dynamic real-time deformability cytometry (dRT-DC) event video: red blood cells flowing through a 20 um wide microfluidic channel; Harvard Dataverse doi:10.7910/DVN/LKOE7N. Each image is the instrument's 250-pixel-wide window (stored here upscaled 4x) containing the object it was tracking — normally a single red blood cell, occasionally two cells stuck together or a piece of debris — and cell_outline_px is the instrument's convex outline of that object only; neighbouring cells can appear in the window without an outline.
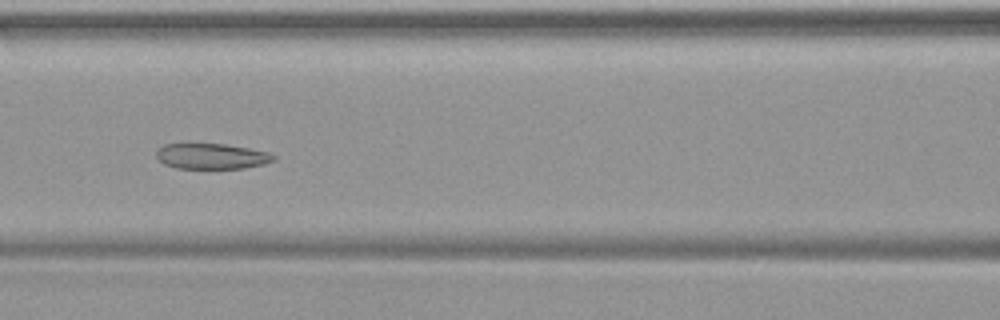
{"species": "common noctule bat (a hibernating species)", "species_latin": "Nyctalus noctula", "temperature_condition": "warm", "stored_images_in_passage": 35, "camera_frame_rate_fps": 3000, "um_per_image_px": 0.085, "animal": {"sex": "female", "body_mass_g": 19.9}, "frame": {"image": 1, "passage_image": 15, "time_ms": 4.667, "image_size_px": [1000, 320], "cell_outline_px": [[276, 160], [264, 164], [244, 168], [176, 168], [164, 164], [156, 156], [156, 152], [164, 144], [188, 140], [224, 144], [248, 148], [268, 152], [276, 156]], "centroid_in_image_um": [17.93, 13.23], "position_along_channel_um": 148.7, "area_um2": 18.21}}
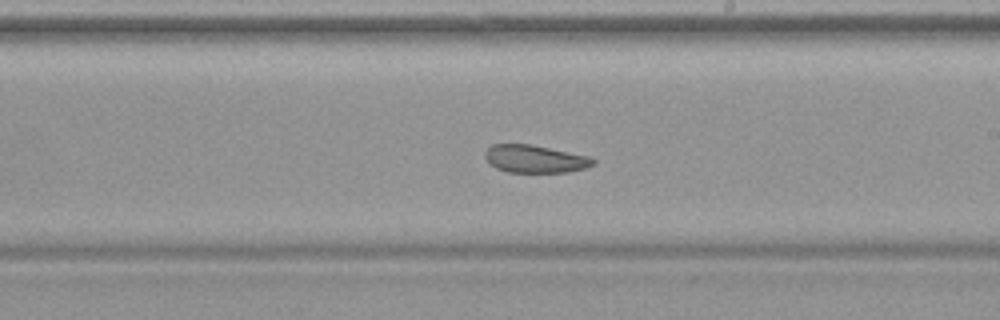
{"frame": {"image": 2, "passage_image": 22, "time_ms": 7.0, "image_size_px": [1000, 320], "cell_outline_px": [[596, 164], [584, 168], [568, 172], [508, 172], [496, 168], [484, 156], [484, 152], [492, 144], [532, 144], [588, 156], [596, 160]], "centroid_in_image_um": [45.48, 13.5], "position_along_channel_um": 243.5, "area_um2": 17.4}}
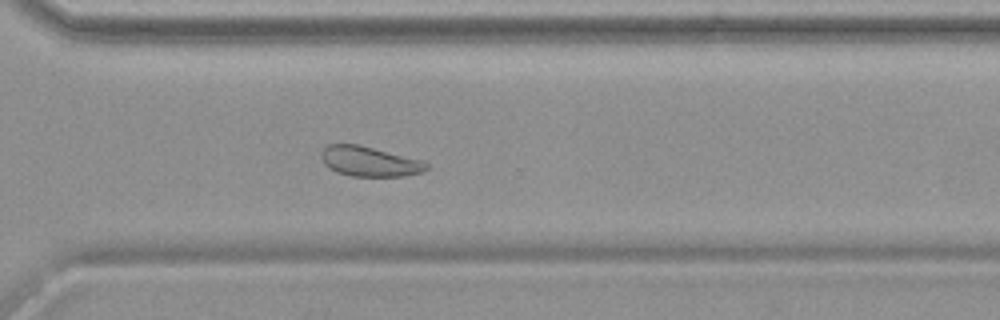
{"frame": {"image": 3, "passage_image": 29, "time_ms": 9.333, "image_size_px": [1000, 320], "cell_outline_px": [[428, 168], [424, 172], [404, 176], [352, 176], [336, 172], [328, 168], [324, 164], [320, 156], [320, 152], [328, 144], [360, 144], [420, 160], [428, 164]], "centroid_in_image_um": [31.37, 13.72], "position_along_channel_um": 339.2, "area_um2": 18.44}}